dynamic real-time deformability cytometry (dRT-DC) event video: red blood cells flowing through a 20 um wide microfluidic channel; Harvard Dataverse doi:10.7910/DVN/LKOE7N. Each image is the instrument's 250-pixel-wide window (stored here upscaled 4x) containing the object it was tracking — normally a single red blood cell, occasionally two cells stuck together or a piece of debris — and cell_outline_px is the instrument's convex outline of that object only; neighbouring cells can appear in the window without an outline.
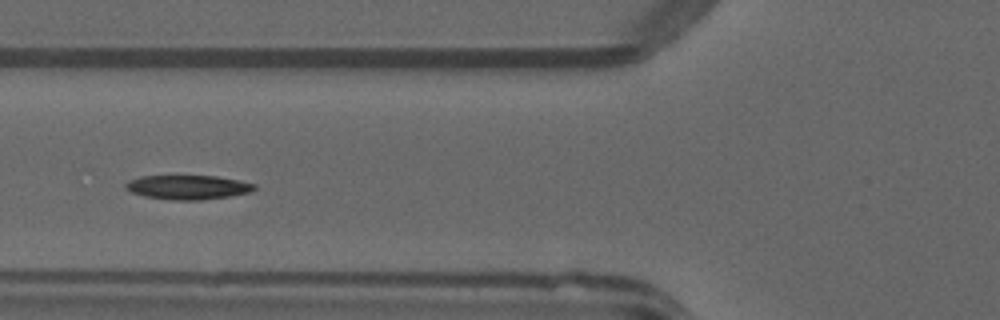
{"species": "common noctule bat (a hibernating species)", "species_latin": "Nyctalus noctula", "temperature_condition": "warm", "stored_images_in_passage": 33, "camera_frame_rate_fps": 3000, "um_per_image_px": 0.085, "animal": {"sex": "male", "forearm_length_mm": 52.5}, "frame": {"image": 1, "passage_image": 6, "time_ms": 1.667, "image_size_px": [1000, 320], "cell_outline_px": [[256, 188], [252, 192], [228, 196], [200, 200], [172, 200], [144, 196], [132, 192], [124, 188], [124, 184], [128, 180], [140, 176], [216, 176], [256, 184]], "centroid_in_image_um": [15.94, 15.91], "position_along_channel_um": 109.9, "area_um2": 18.15}}
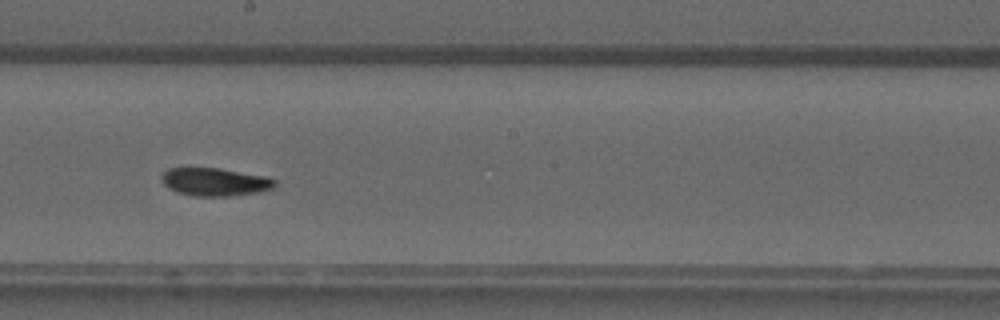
{"frame": {"image": 2, "passage_image": 15, "time_ms": 4.667, "image_size_px": [1000, 320], "cell_outline_px": [[276, 184], [272, 188], [260, 192], [228, 196], [196, 196], [176, 192], [168, 188], [160, 180], [160, 176], [168, 168], [216, 168], [264, 176], [276, 180]], "centroid_in_image_um": [18.22, 15.47], "position_along_channel_um": 230.0, "area_um2": 18.38}, "authors_computed_cell_mechanics": {"area_um2": 18.4382, "velocity_mm_per_s": 4.0197, "shape_relaxation_time_tau1_ms": 9.2332, "shape_relaxation_time_tau2_ms": null, "deformation_change_tau1": 0.2441, "deformation_change_tau2": null}}